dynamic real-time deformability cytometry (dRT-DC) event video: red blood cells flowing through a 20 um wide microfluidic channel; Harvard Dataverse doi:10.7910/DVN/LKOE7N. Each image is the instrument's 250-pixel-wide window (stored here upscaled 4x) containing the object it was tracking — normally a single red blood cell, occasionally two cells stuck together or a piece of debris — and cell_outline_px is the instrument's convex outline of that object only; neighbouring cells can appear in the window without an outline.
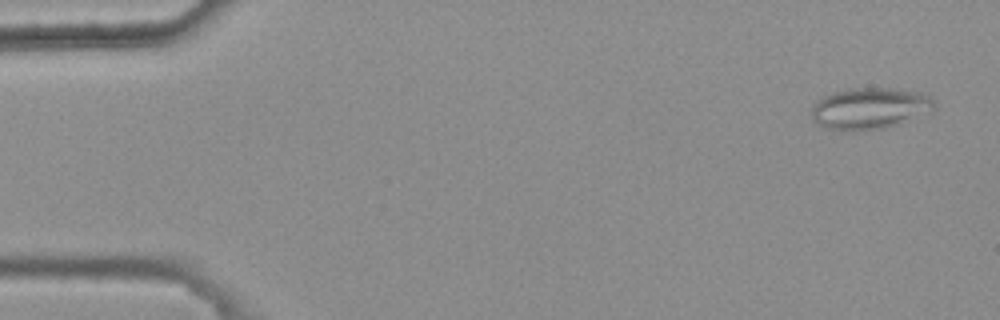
{"species": "common noctule bat (a hibernating species)", "species_latin": "Nyctalus noctula", "temperature_condition": "warm", "stored_images_in_passage": 6, "camera_frame_rate_fps": 3000, "um_per_image_px": 0.085, "animal": {"sex": "female", "body_mass_g": 25.1}, "frame": {"image": 1, "passage_image": 1, "time_ms": 0.0, "image_size_px": [1000, 320], "cell_outline_px": [[936, 108], [932, 112], [900, 124], [884, 128], [860, 132], [852, 132], [828, 128], [812, 120], [812, 104], [816, 100], [832, 92], [856, 88], [900, 88], [924, 92], [936, 104]], "centroid_in_image_um": [73.98, 9.22], "position_along_channel_um": 11.0, "area_um2": 30.35}}